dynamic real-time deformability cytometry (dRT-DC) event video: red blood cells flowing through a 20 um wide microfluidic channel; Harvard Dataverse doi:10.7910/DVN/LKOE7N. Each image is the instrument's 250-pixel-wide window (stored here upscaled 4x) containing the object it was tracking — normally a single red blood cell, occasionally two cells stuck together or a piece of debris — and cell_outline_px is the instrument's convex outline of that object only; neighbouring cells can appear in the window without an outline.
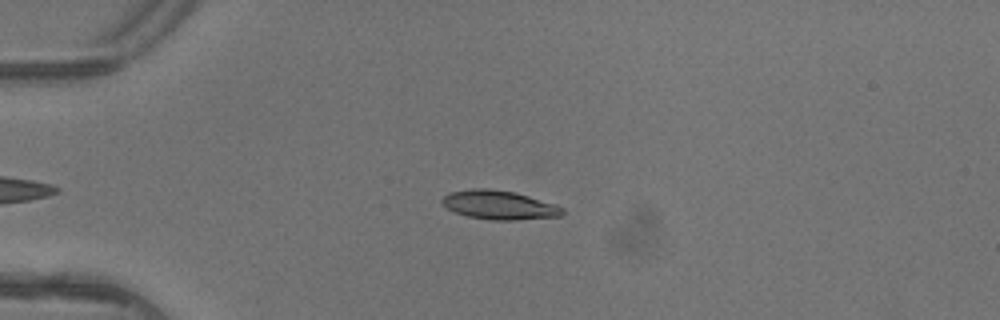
{"species": "common noctule bat (a hibernating species)", "species_latin": "Nyctalus noctula", "temperature_condition": "warm", "stored_images_in_passage": 2, "camera_frame_rate_fps": 3000, "um_per_image_px": 0.085, "animal": {"sex": "female"}, "frame": {"image": 1, "passage_image": 2, "time_ms": 0.333, "image_size_px": [1000, 320], "cell_outline_px": [[564, 212], [560, 216], [516, 220], [492, 220], [468, 216], [456, 212], [448, 208], [440, 200], [448, 192], [472, 188], [488, 188], [512, 192], [528, 196], [556, 204], [564, 208]], "centroid_in_image_um": [42.43, 17.42], "position_along_channel_um": 42.6, "area_um2": 20.17}}